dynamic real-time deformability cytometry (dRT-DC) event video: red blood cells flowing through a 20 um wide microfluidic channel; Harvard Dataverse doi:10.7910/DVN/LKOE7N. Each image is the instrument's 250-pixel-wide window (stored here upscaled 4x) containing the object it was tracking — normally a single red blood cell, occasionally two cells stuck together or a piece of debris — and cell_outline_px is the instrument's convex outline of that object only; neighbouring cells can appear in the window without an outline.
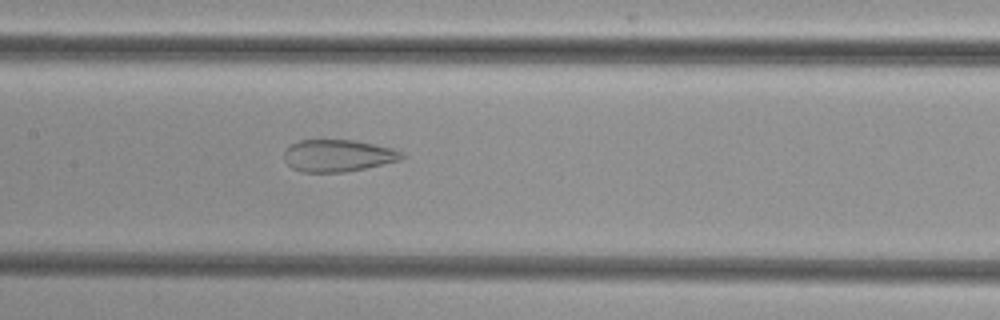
{"species": "common noctule bat (a hibernating species)", "species_latin": "Nyctalus noctula", "temperature_condition": "cold", "stored_images_in_passage": 53, "camera_frame_rate_fps": 3000, "um_per_image_px": 0.085, "animal": {"sex": "female", "body_mass_g": 29.2, "forearm_length_mm": 56.3}, "frame": {"image": 1, "passage_image": 26, "time_ms": 8.333, "image_size_px": [1000, 320], "cell_outline_px": [[408, 156], [400, 160], [364, 168], [344, 172], [304, 172], [292, 168], [284, 160], [284, 152], [292, 144], [300, 140], [356, 140], [392, 148], [404, 152]], "centroid_in_image_um": [28.76, 13.22], "position_along_channel_um": 178.6, "area_um2": 21.96}}
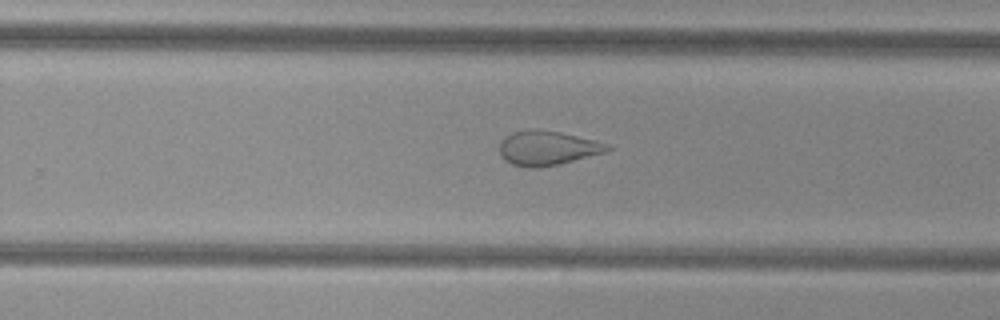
{"frame": {"image": 2, "passage_image": 34, "time_ms": 11.0, "image_size_px": [1000, 320], "cell_outline_px": [[612, 148], [608, 152], [560, 164], [536, 168], [528, 168], [512, 164], [504, 160], [500, 156], [500, 140], [504, 136], [512, 132], [532, 128], [536, 128], [560, 132], [596, 140], [608, 144]], "centroid_in_image_um": [46.53, 12.58], "position_along_channel_um": 283.3, "area_um2": 22.08}}
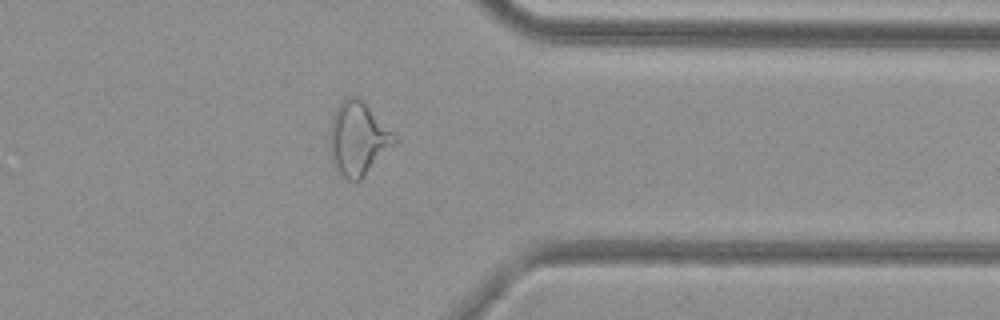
{"frame": {"image": 3, "passage_image": 42, "time_ms": 13.667, "image_size_px": [1000, 320], "cell_outline_px": [[396, 140], [364, 176], [360, 180], [348, 180], [332, 164], [328, 148], [332, 120], [336, 108], [348, 96], [356, 96], [396, 136]], "centroid_in_image_um": [30.37, 11.81], "position_along_channel_um": 381.0, "area_um2": 26.59}}